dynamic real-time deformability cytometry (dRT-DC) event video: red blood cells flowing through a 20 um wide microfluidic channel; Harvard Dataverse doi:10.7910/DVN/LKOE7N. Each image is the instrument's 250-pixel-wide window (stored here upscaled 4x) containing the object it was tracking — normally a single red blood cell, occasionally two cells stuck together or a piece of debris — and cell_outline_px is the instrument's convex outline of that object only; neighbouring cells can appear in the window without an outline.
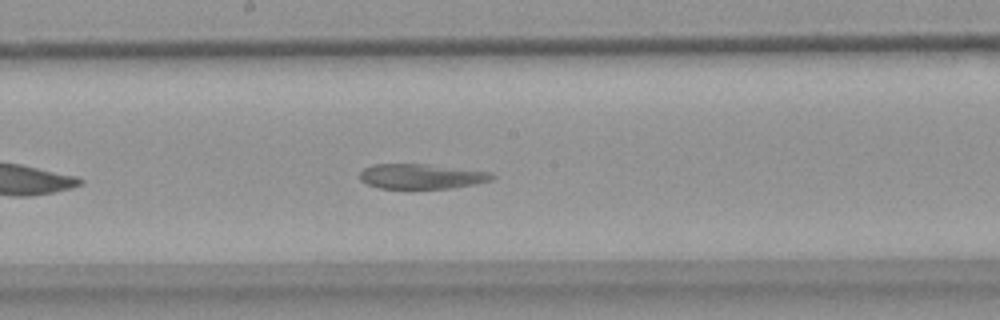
{"species": "common noctule bat (a hibernating species)", "species_latin": "Nyctalus noctula", "temperature_condition": "warm", "stored_images_in_passage": 41, "camera_frame_rate_fps": 3000, "um_per_image_px": 0.085, "animal": {"sex": "female", "body_mass_g": 18.4}, "frame": {"image": 1, "passage_image": 15, "time_ms": 4.667, "image_size_px": [1000, 320], "cell_outline_px": [[496, 176], [492, 180], [476, 184], [452, 188], [412, 192], [380, 188], [368, 184], [360, 180], [360, 172], [364, 168], [372, 164], [428, 164], [492, 172]], "centroid_in_image_um": [35.82, 15.04], "position_along_channel_um": 212.4, "area_um2": 20.35}}
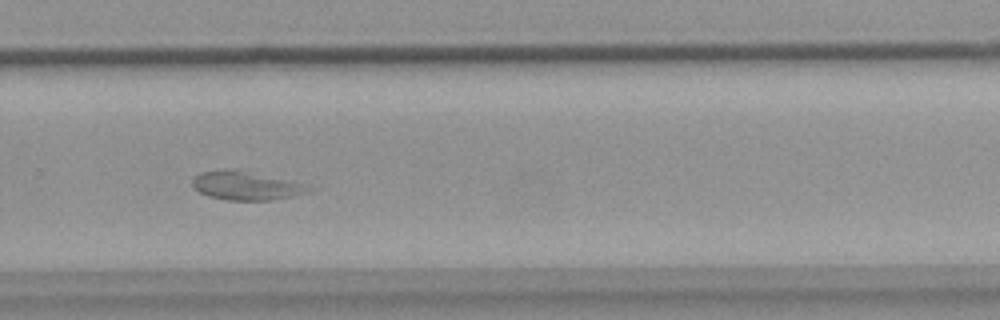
{"frame": {"image": 2, "passage_image": 23, "time_ms": 7.333, "image_size_px": [1000, 320], "cell_outline_px": [[320, 188], [312, 192], [272, 200], [224, 200], [208, 196], [200, 192], [192, 184], [192, 180], [200, 172], [236, 168], [292, 180]], "centroid_in_image_um": [21.03, 15.77], "position_along_channel_um": 308.8, "area_um2": 19.94}}
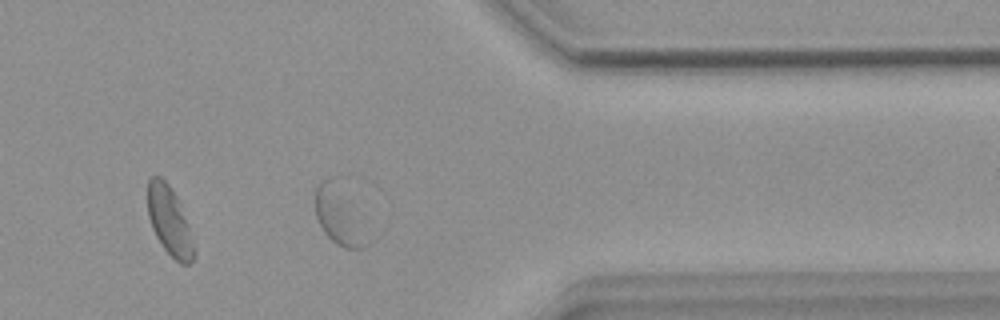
{"frame": {"image": 3, "passage_image": 30, "time_ms": 9.667, "image_size_px": [1000, 320], "cell_outline_px": [[368, 244], [364, 248], [344, 248], [336, 244], [324, 232], [316, 216], [316, 188], [324, 180], [328, 180]], "centroid_in_image_um": [28.63, 18.59], "position_along_channel_um": 382.8, "area_um2": 13.64}}